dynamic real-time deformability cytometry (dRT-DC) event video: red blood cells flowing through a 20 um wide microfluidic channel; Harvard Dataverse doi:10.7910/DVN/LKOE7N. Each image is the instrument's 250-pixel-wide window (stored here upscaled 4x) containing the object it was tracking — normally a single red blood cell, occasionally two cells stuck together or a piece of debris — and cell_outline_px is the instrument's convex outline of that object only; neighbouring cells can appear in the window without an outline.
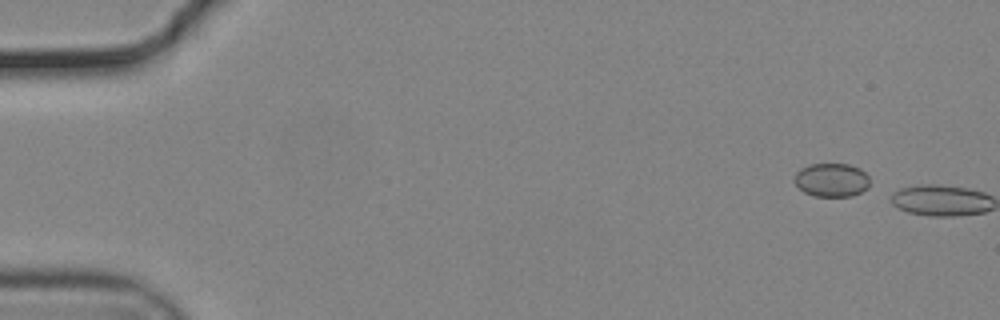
{"species": "common noctule bat (a hibernating species)", "species_latin": "Nyctalus noctula", "temperature_condition": "cold", "stored_images_in_passage": 3, "camera_frame_rate_fps": 3000, "um_per_image_px": 0.085, "animal": {"sex": "male", "body_mass_g": 19.2, "forearm_length_mm": 51.8}, "frame": {"image": 1, "passage_image": 2, "time_ms": 0.333, "image_size_px": [1000, 320], "cell_outline_px": [[868, 188], [852, 196], [812, 196], [804, 192], [796, 184], [796, 172], [800, 168], [808, 164], [848, 164], [860, 168], [868, 176]], "centroid_in_image_um": [70.68, 15.29], "position_along_channel_um": 14.3, "area_um2": 14.68}}